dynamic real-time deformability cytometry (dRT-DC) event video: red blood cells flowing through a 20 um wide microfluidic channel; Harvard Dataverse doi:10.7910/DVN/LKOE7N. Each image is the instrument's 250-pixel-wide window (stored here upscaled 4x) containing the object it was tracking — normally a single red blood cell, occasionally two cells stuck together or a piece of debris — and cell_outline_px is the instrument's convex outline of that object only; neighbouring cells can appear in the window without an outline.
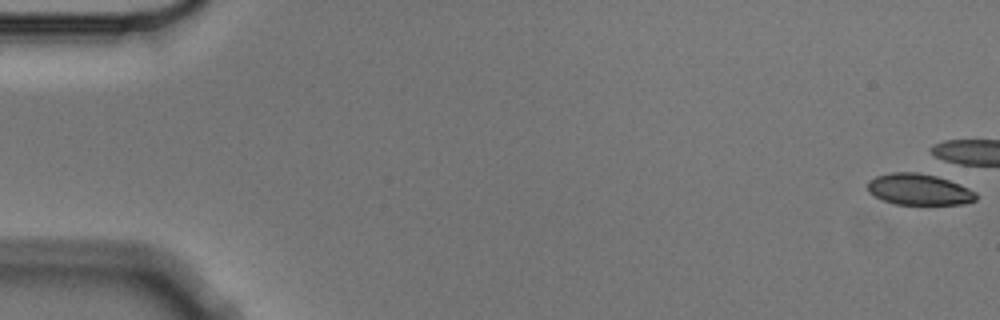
{"species": "Egyptian fruit bat (a non-hibernating species)", "species_latin": "Rousettus aegyptiacus", "temperature_condition": "cold", "stored_images_in_passage": 6, "camera_frame_rate_fps": 3000, "um_per_image_px": 0.085, "animal": {"sex": "male"}, "frame": {"image": 1, "passage_image": 1, "time_ms": 0.0, "image_size_px": [1000, 320], "cell_outline_px": [[976, 200], [964, 204], [896, 204], [884, 200], [868, 192], [868, 180], [876, 176], [892, 172], [916, 172], [936, 176], [960, 184], [976, 192]], "centroid_in_image_um": [78.11, 16.1], "position_along_channel_um": 6.9, "area_um2": 19.59}}
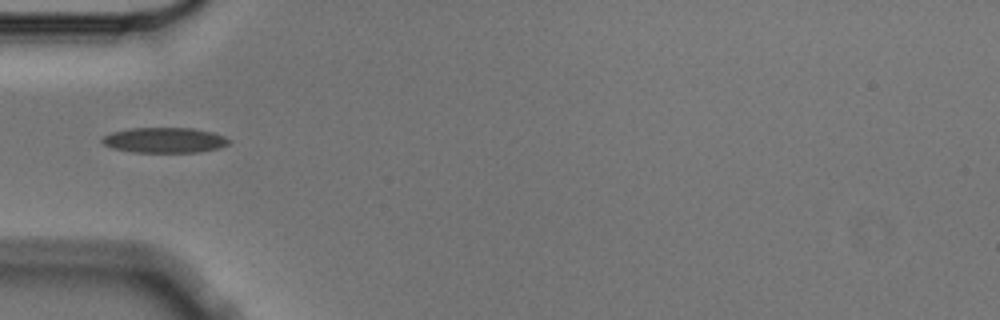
{"frame": {"image": 2, "passage_image": 6, "time_ms": 1.667, "image_size_px": [1000, 320], "cell_outline_px": [[232, 140], [228, 144], [220, 148], [200, 152], [132, 152], [112, 148], [104, 144], [100, 140], [104, 136], [112, 132], [128, 128], [192, 128], [212, 132], [224, 136]], "centroid_in_image_um": [14.0, 11.91], "position_along_channel_um": 71.0, "area_um2": 18.79}}